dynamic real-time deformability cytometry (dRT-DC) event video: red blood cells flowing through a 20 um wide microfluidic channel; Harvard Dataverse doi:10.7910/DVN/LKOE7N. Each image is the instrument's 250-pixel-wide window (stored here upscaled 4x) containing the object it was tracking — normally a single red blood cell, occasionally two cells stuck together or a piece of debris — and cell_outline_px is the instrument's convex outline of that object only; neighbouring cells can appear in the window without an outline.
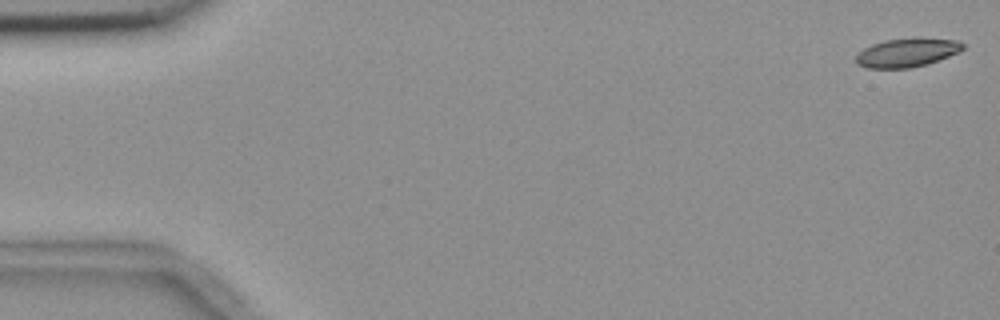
{"species": "common noctule bat (a hibernating species)", "species_latin": "Nyctalus noctula", "temperature_condition": "room temperature", "stored_images_in_passage": 56, "camera_frame_rate_fps": 3000, "um_per_image_px": 0.085, "animal": {"sex": "female", "body_mass_g": 18.4}, "frame": {"image": 1, "passage_image": 1, "time_ms": 0.0, "image_size_px": [1000, 320], "cell_outline_px": [[964, 48], [948, 56], [928, 64], [908, 68], [868, 68], [856, 64], [856, 56], [864, 48], [872, 44], [884, 40], [960, 40], [964, 44]], "centroid_in_image_um": [77.04, 4.51], "position_along_channel_um": 8.0, "area_um2": 17.11}}
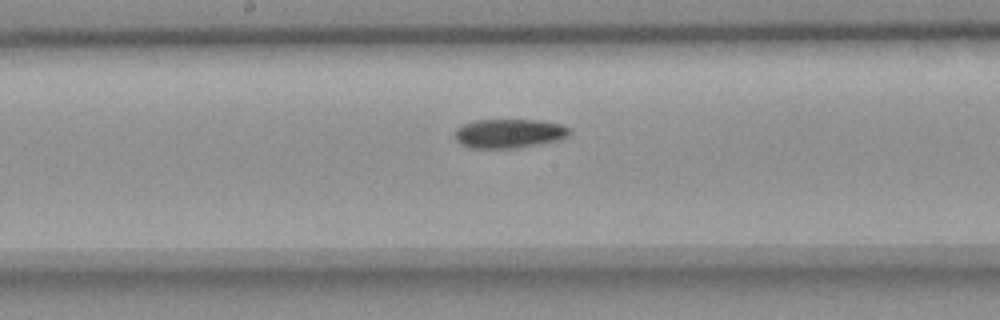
{"frame": {"image": 2, "passage_image": 29, "time_ms": 9.333, "image_size_px": [1000, 320], "cell_outline_px": [[572, 132], [568, 136], [556, 140], [512, 148], [472, 148], [460, 144], [456, 140], [456, 128], [464, 124], [476, 120], [540, 120], [560, 124], [572, 128]], "centroid_in_image_um": [43.28, 11.33], "position_along_channel_um": 204.9, "area_um2": 19.25}}
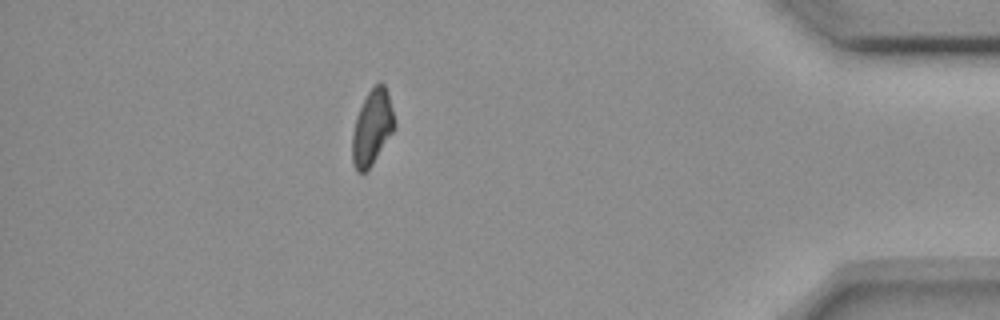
{"frame": {"image": 3, "passage_image": 49, "time_ms": 16.0, "image_size_px": [1000, 320], "cell_outline_px": [[396, 124], [392, 132], [372, 164], [364, 172], [356, 172], [352, 160], [352, 136], [356, 116], [368, 92], [380, 80], [384, 84], [388, 92], [396, 120]], "centroid_in_image_um": [31.64, 10.81], "position_along_channel_um": 403.6, "area_um2": 18.38}, "authors_computed_cell_mechanics": {"area_um2": 18.9584, "velocity_mm_per_s": 3.6524, "shape_relaxation_time_tau1_ms": 8.0499, "shape_relaxation_time_tau2_ms": null, "deformation_change_tau1": 0.1628, "deformation_change_tau2": null}}